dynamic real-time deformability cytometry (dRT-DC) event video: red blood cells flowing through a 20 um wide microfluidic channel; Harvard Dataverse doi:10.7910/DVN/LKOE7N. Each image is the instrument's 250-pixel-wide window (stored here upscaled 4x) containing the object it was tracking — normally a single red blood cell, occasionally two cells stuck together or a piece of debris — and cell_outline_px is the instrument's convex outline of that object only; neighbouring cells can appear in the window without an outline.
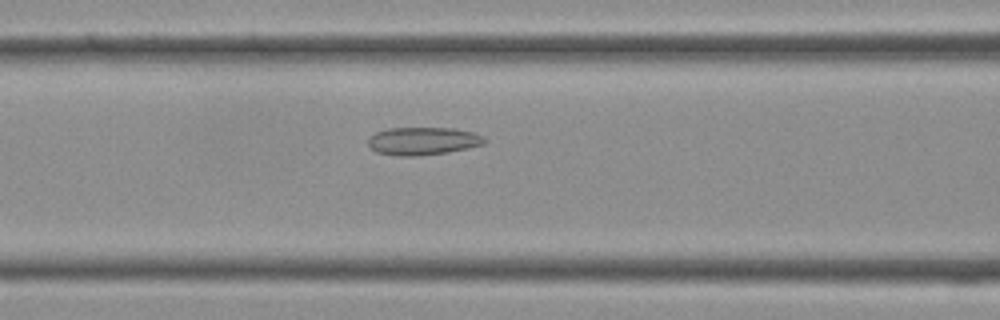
{"species": "Egyptian fruit bat (a non-hibernating species)", "species_latin": "Rousettus aegyptiacus", "temperature_condition": "cold", "stored_images_in_passage": 24, "camera_frame_rate_fps": 3000, "um_per_image_px": 0.085, "frame": {"image": 1, "passage_image": 16, "time_ms": 5.0, "image_size_px": [1000, 320], "cell_outline_px": [[488, 140], [484, 144], [468, 148], [448, 152], [416, 156], [396, 156], [376, 152], [368, 144], [368, 136], [376, 132], [388, 128], [452, 128], [472, 132], [484, 136]], "centroid_in_image_um": [35.94, 11.99], "position_along_channel_um": 130.7, "area_um2": 19.02}}
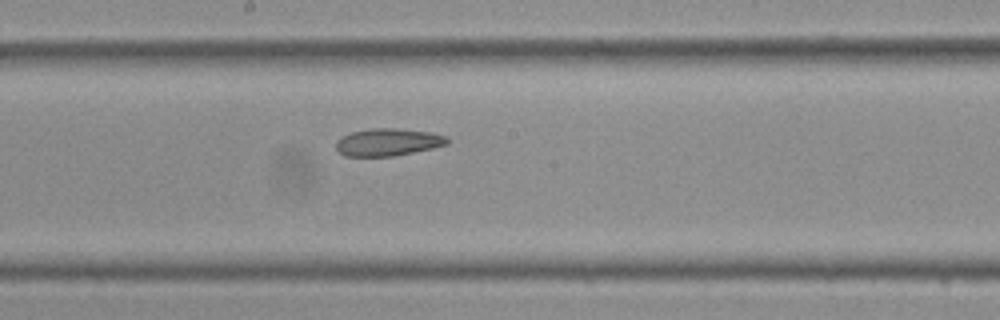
{"frame": {"image": 2, "passage_image": 21, "time_ms": 6.667, "image_size_px": [1000, 320], "cell_outline_px": [[448, 144], [432, 148], [392, 156], [344, 156], [336, 148], [336, 140], [352, 132], [368, 128], [396, 128], [432, 132], [444, 136], [448, 140]], "centroid_in_image_um": [32.96, 12.07], "position_along_channel_um": 215.2, "area_um2": 17.63}}
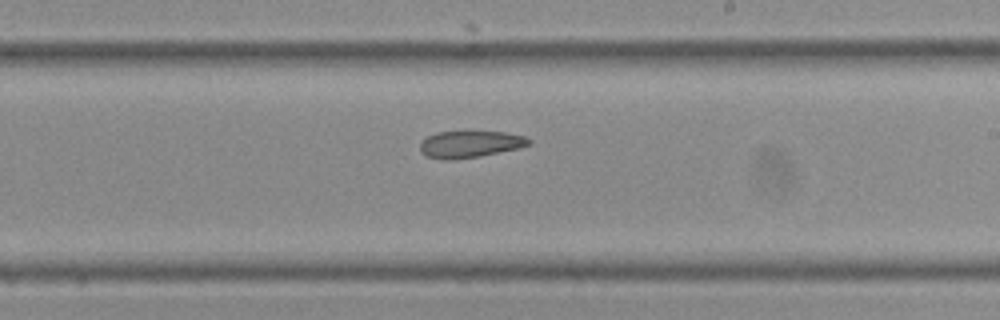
{"frame": {"image": 3, "passage_image": 23, "time_ms": 7.333, "image_size_px": [1000, 320], "cell_outline_px": [[532, 144], [516, 148], [480, 156], [452, 160], [440, 160], [424, 156], [420, 152], [420, 144], [428, 136], [436, 132], [468, 128], [504, 132], [524, 136], [532, 140]], "centroid_in_image_um": [39.91, 12.21], "position_along_channel_um": 249.1, "area_um2": 17.92}}